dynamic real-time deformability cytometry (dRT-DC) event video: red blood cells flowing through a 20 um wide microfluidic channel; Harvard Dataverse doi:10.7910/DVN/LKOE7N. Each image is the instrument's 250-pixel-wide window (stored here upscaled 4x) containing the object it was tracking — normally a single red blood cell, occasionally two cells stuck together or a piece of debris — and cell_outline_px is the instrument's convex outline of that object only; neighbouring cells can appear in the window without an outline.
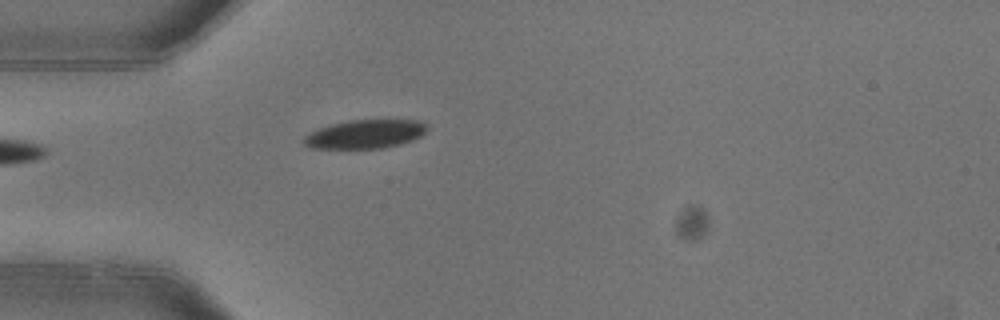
{"species": "common noctule bat (a hibernating species)", "species_latin": "Nyctalus noctula", "temperature_condition": "warm", "stored_images_in_passage": 5, "camera_frame_rate_fps": 3000, "um_per_image_px": 0.085, "animal": {"sex": "female"}, "frame": {"image": 1, "passage_image": 5, "time_ms": 1.333, "image_size_px": [1000, 320], "cell_outline_px": [[428, 128], [420, 136], [412, 140], [400, 144], [380, 148], [312, 148], [304, 144], [304, 136], [316, 128], [348, 120], [416, 120], [424, 124]], "centroid_in_image_um": [31.0, 11.39], "position_along_channel_um": 54.0, "area_um2": 20.4}}